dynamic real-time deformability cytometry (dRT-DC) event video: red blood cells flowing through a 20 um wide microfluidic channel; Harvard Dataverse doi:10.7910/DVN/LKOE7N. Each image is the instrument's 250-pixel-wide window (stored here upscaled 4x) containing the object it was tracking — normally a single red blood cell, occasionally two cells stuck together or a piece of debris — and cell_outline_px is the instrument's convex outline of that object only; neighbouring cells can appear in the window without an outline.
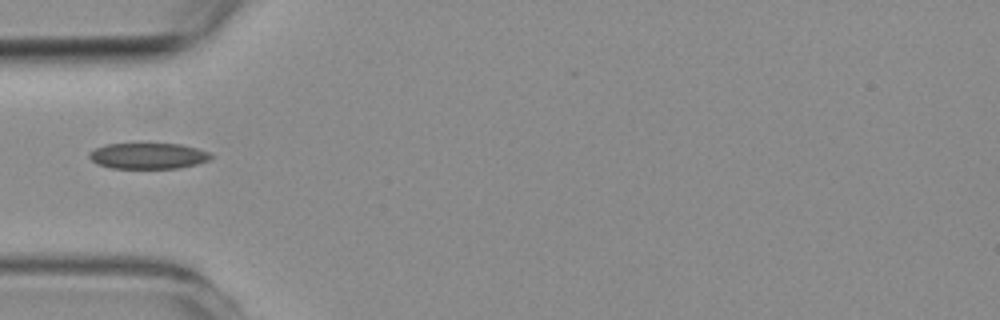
{"species": "common noctule bat (a hibernating species)", "species_latin": "Nyctalus noctula", "temperature_condition": "room temperature", "stored_images_in_passage": 1, "camera_frame_rate_fps": 3000, "um_per_image_px": 0.085, "animal": {"sex": "female", "body_mass_g": 19.3, "forearm_length_mm": 54.1}, "frame": {"image": 1, "passage_image": 1, "time_ms": 0.0, "image_size_px": [1000, 320], "cell_outline_px": [[212, 156], [208, 160], [196, 164], [180, 168], [112, 168], [96, 164], [88, 156], [88, 152], [104, 144], [180, 144], [212, 152]], "centroid_in_image_um": [12.58, 13.25], "position_along_channel_um": 72.4, "area_um2": 18.38}}